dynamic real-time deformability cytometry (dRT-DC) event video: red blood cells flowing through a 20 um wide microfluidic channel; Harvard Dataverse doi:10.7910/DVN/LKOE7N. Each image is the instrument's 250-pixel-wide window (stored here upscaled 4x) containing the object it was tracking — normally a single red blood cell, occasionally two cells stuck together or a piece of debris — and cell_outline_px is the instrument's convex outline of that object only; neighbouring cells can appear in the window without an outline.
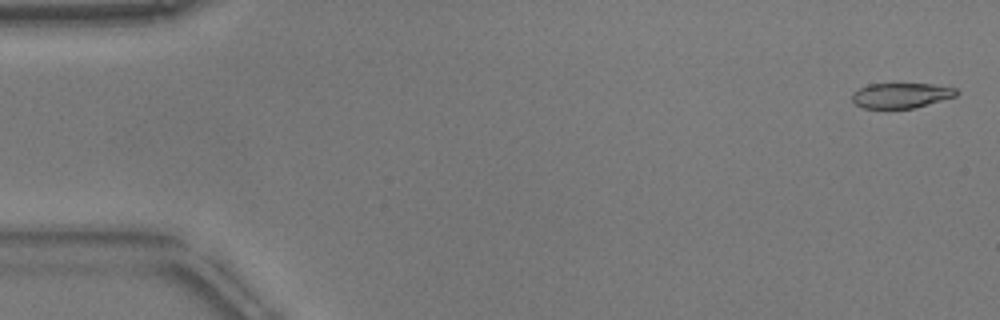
{"species": "common noctule bat (a hibernating species)", "species_latin": "Nyctalus noctula", "temperature_condition": "warm", "stored_images_in_passage": 53, "camera_frame_rate_fps": 3000, "um_per_image_px": 0.085, "animal": {"sex": "male", "body_mass_g": 17.9}, "frame": {"image": 1, "passage_image": 2, "time_ms": 0.333, "image_size_px": [1000, 320], "cell_outline_px": [[960, 92], [956, 96], [912, 108], [864, 108], [856, 104], [852, 100], [852, 92], [868, 84], [932, 84], [956, 88]], "centroid_in_image_um": [76.59, 8.1], "position_along_channel_um": 8.4, "area_um2": 15.14}}
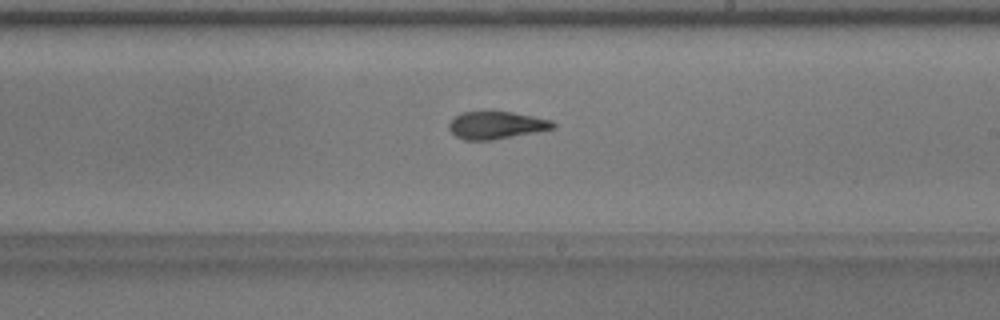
{"frame": {"image": 2, "passage_image": 31, "time_ms": 10.0, "image_size_px": [1000, 320], "cell_outline_px": [[556, 128], [536, 132], [492, 140], [464, 140], [456, 136], [448, 128], [448, 124], [460, 112], [488, 108], [512, 112], [552, 120], [556, 124]], "centroid_in_image_um": [42.16, 10.59], "position_along_channel_um": 246.8, "area_um2": 17.34}}
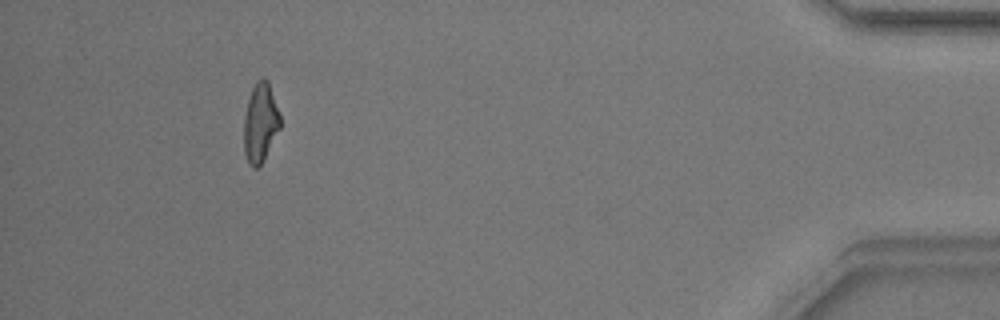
{"frame": {"image": 3, "passage_image": 49, "time_ms": 16.0, "image_size_px": [1000, 320], "cell_outline_px": [[280, 128], [264, 160], [256, 168], [248, 164], [244, 152], [244, 116], [248, 100], [252, 88], [256, 80], [268, 80], [280, 112]], "centroid_in_image_um": [22.13, 10.44], "position_along_channel_um": 413.1, "area_um2": 16.76}, "authors_computed_cell_mechanics": {"area_um2": 16.8776, "velocity_mm_per_s": 3.8407, "shape_relaxation_time_tau1_ms": 3.5325, "shape_relaxation_time_tau2_ms": 1.846, "deformation_change_tau1": 0.1823, "deformation_change_tau2": 0.1079}}